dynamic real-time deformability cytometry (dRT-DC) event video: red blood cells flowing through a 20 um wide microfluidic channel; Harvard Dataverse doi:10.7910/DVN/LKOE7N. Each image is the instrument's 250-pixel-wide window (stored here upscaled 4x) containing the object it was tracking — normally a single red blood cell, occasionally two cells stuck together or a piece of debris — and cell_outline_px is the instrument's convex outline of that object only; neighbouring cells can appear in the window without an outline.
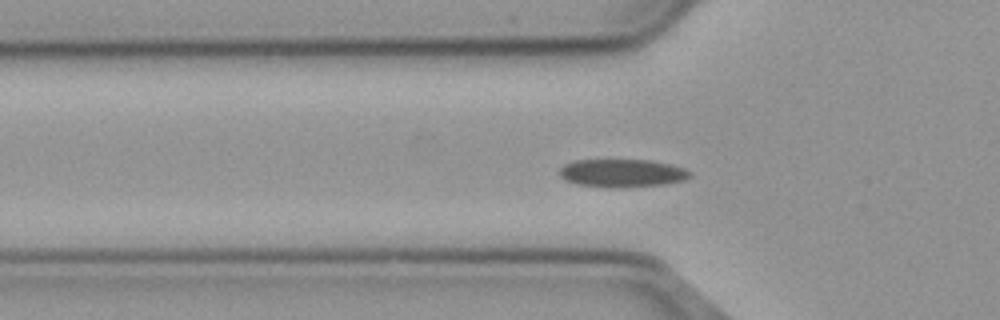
{"species": "common noctule bat (a hibernating species)", "species_latin": "Nyctalus noctula", "temperature_condition": "cold", "stored_images_in_passage": 57, "segment_of_instrument_passage": [1, 2], "camera_frame_rate_fps": 3000, "um_per_image_px": 0.085, "animal": {"sex": "male", "body_mass_g": 23.1, "forearm_length_mm": 52.7}, "frame": {"image": 1, "passage_image": 18, "time_ms": 5.667, "image_size_px": [1000, 320], "cell_outline_px": [[692, 176], [684, 180], [664, 184], [620, 188], [608, 188], [576, 184], [564, 180], [560, 176], [560, 168], [564, 164], [576, 160], [652, 160], [672, 164], [684, 168], [692, 172]], "centroid_in_image_um": [52.89, 14.72], "position_along_channel_um": 72.9, "area_um2": 21.62}}
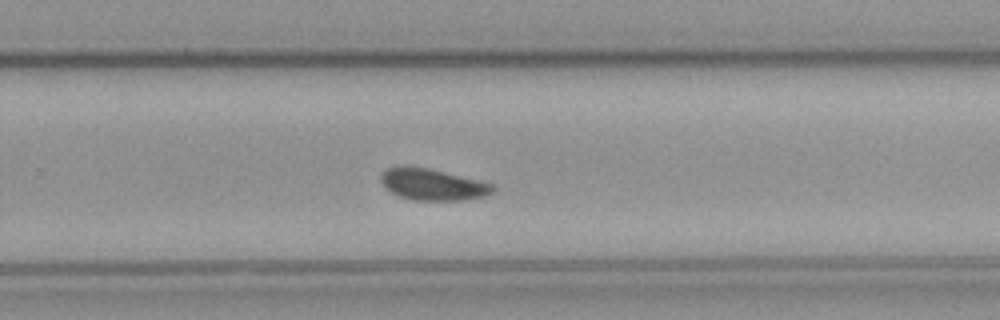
{"frame": {"image": 2, "passage_image": 36, "time_ms": 11.667, "image_size_px": [1000, 320], "cell_outline_px": [[496, 188], [492, 192], [484, 196], [464, 200], [412, 200], [400, 196], [392, 192], [380, 180], [380, 176], [388, 168], [400, 164], [408, 164], [428, 168], [480, 180], [496, 184]], "centroid_in_image_um": [36.79, 15.65], "position_along_channel_um": 293.0, "area_um2": 20.75}}
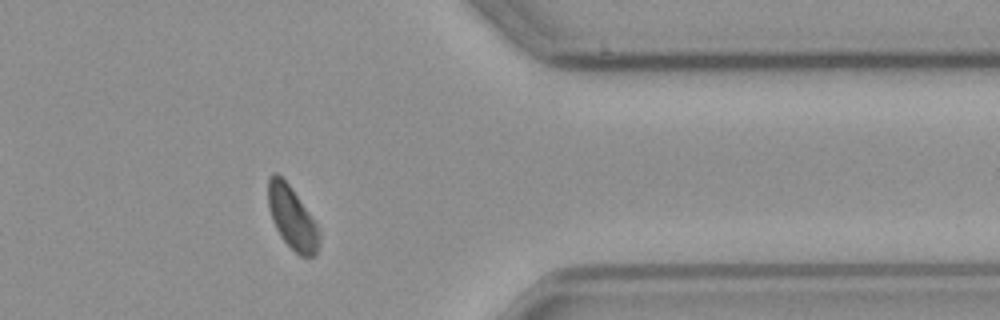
{"frame": {"image": 3, "passage_image": 45, "time_ms": 14.667, "image_size_px": [1000, 320], "cell_outline_px": [[320, 244], [316, 256], [300, 256], [280, 236], [272, 220], [268, 208], [268, 180], [272, 172], [276, 172], [288, 184], [320, 228]], "centroid_in_image_um": [24.84, 18.53], "position_along_channel_um": 386.6, "area_um2": 18.61}}